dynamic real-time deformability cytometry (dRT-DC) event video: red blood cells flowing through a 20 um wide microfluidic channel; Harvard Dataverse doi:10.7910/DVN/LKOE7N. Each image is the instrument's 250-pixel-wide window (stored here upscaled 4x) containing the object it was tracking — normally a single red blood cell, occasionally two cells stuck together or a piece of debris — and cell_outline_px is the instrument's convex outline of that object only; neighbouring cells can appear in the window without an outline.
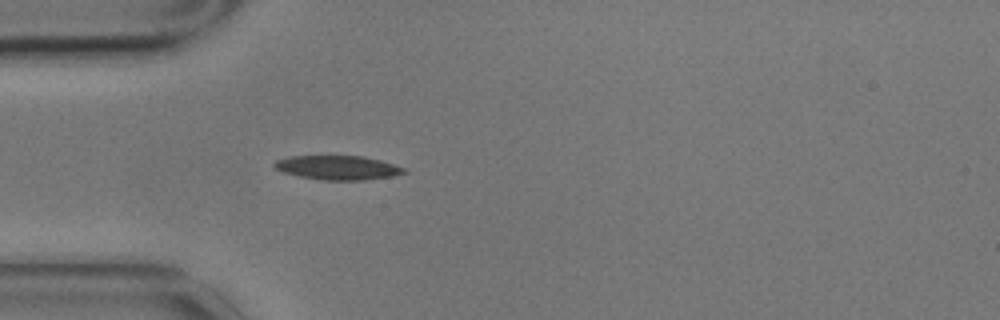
{"species": "common noctule bat (a hibernating species)", "species_latin": "Nyctalus noctula", "temperature_condition": "cold", "stored_images_in_passage": 3, "camera_frame_rate_fps": 3000, "um_per_image_px": 0.085, "animal": {"sex": "male", "body_mass_g": 17.9}, "frame": {"image": 1, "passage_image": 3, "time_ms": 0.667, "image_size_px": [1000, 320], "cell_outline_px": [[408, 172], [392, 176], [364, 180], [324, 180], [300, 176], [284, 172], [276, 168], [272, 164], [276, 160], [288, 156], [364, 156], [380, 160], [404, 168]], "centroid_in_image_um": [28.71, 14.24], "position_along_channel_um": 56.3, "area_um2": 18.09}}